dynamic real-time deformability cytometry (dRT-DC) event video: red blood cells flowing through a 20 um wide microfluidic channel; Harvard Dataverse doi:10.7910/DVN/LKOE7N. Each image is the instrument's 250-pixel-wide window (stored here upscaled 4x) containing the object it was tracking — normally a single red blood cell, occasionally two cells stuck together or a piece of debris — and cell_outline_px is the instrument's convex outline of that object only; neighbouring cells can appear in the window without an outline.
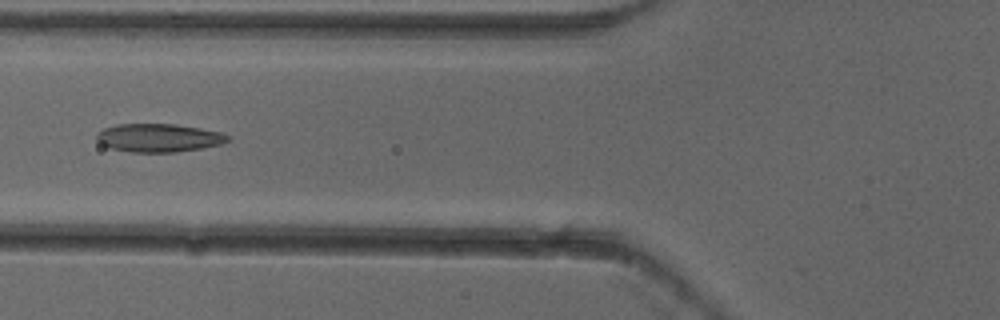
{"species": "common noctule bat (a hibernating species)", "species_latin": "Nyctalus noctula", "temperature_condition": "cold", "stored_images_in_passage": 6, "camera_frame_rate_fps": 3000, "um_per_image_px": 0.085, "animal": {"sex": "female"}, "frame": {"image": 1, "passage_image": 6, "time_ms": 1.667, "image_size_px": [1000, 320], "cell_outline_px": [[232, 140], [220, 144], [200, 148], [176, 152], [132, 152], [112, 148], [100, 144], [96, 140], [96, 132], [104, 128], [116, 124], [176, 124], [200, 128], [220, 132], [232, 136]], "centroid_in_image_um": [13.49, 11.71], "position_along_channel_um": 112.3, "area_um2": 21.73}}